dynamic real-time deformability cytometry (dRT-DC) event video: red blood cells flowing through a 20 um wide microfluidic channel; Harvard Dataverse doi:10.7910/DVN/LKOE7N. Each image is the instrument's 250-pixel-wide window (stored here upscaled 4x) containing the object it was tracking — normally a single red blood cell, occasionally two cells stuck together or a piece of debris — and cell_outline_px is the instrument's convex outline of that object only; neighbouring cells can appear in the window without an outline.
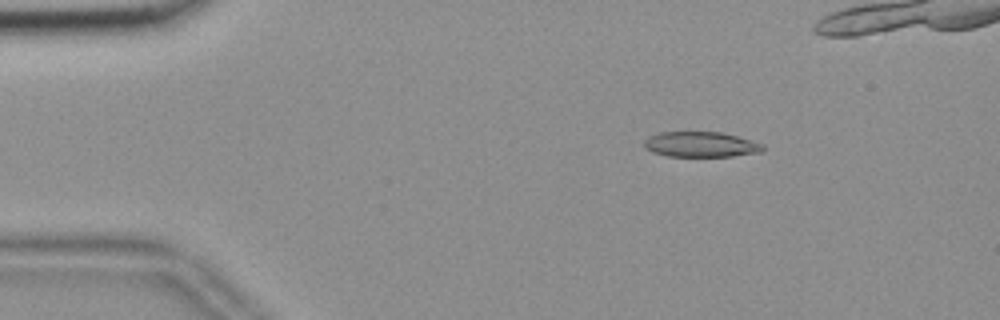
{"species": "common noctule bat (a hibernating species)", "species_latin": "Nyctalus noctula", "temperature_condition": "room temperature", "stored_images_in_passage": 48, "camera_frame_rate_fps": 3000, "um_per_image_px": 0.085, "animal": {"sex": "female", "body_mass_g": 18.4}, "frame": {"image": 1, "passage_image": 1, "time_ms": 0.0, "image_size_px": [1000, 320], "cell_outline_px": [[764, 152], [732, 156], [668, 156], [652, 152], [644, 148], [644, 140], [660, 132], [720, 132], [736, 136], [764, 144]], "centroid_in_image_um": [59.59, 12.28], "position_along_channel_um": 25.4, "area_um2": 17.46}}
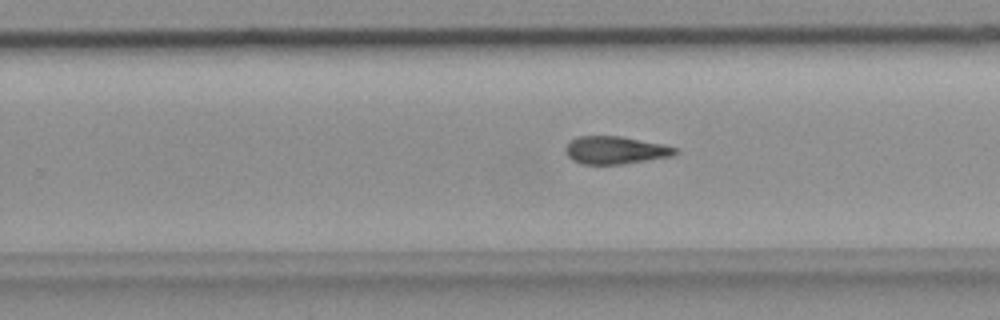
{"frame": {"image": 2, "passage_image": 27, "time_ms": 8.667, "image_size_px": [1000, 320], "cell_outline_px": [[680, 152], [672, 156], [624, 164], [580, 164], [572, 160], [564, 152], [564, 148], [576, 136], [620, 136], [660, 144], [676, 148]], "centroid_in_image_um": [52.27, 12.77], "position_along_channel_um": 277.5, "area_um2": 17.69}}
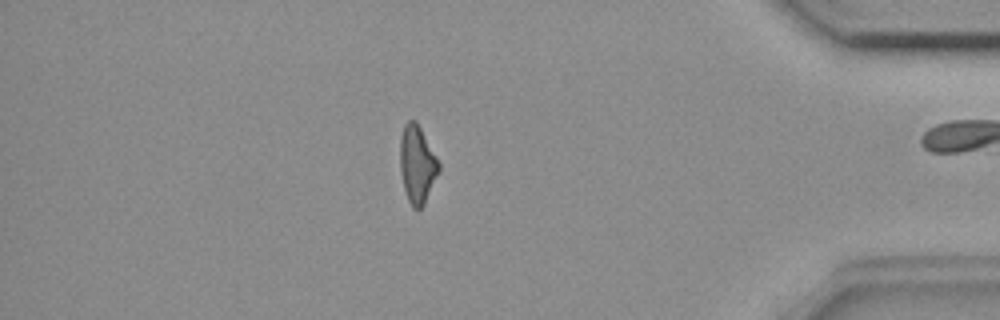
{"frame": {"image": 3, "passage_image": 40, "time_ms": 13.0, "image_size_px": [1000, 320], "cell_outline_px": [[440, 168], [424, 204], [420, 208], [412, 208], [408, 200], [404, 188], [400, 168], [400, 136], [404, 124], [408, 120], [416, 120], [440, 164]], "centroid_in_image_um": [35.44, 13.95], "position_along_channel_um": 399.8, "area_um2": 17.28}, "authors_computed_cell_mechanics": {"area_um2": 18.0914, "velocity_mm_per_s": 3.6884, "shape_relaxation_time_tau1_ms": null, "shape_relaxation_time_tau2_ms": 5.906, "deformation_change_tau1": null, "deformation_change_tau2": 0.1549}}